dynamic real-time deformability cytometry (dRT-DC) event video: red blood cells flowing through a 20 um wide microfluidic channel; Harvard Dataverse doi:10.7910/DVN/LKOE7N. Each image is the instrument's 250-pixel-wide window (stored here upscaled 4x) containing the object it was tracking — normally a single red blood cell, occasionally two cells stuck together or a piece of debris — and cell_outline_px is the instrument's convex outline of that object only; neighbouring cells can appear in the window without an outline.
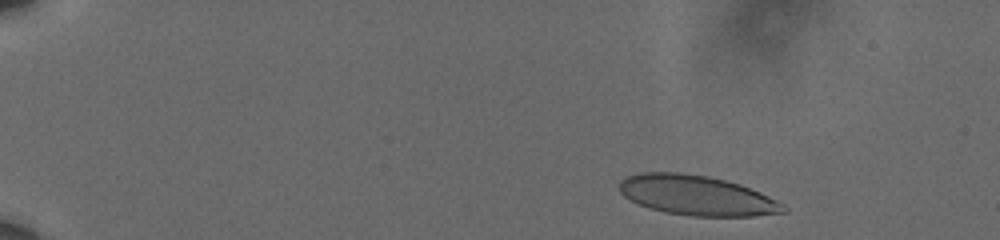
{"species": "human", "species_latin": "Homo sapiens", "temperature_condition": "cold", "stored_images_in_passage": 51, "camera_frame_rate_fps": 3000, "um_per_image_px": 0.085, "donor": {"sex": "male"}, "frame": {"image": 1, "passage_image": 1, "time_ms": 0.0, "image_size_px": [1000, 240], "cell_outline_px": [[788, 212], [756, 216], [688, 216], [664, 212], [648, 208], [624, 196], [620, 192], [620, 180], [624, 176], [640, 172], [680, 172], [708, 176], [740, 184], [760, 192], [784, 204], [788, 208]], "centroid_in_image_um": [59.23, 16.61], "position_along_channel_um": 25.8, "area_um2": 38.38}}
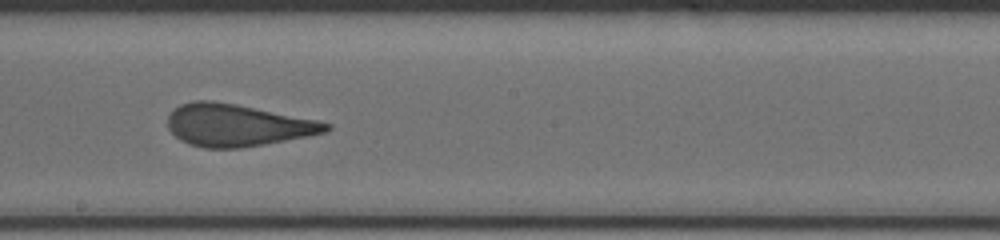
{"frame": {"image": 2, "passage_image": 28, "time_ms": 9.0, "image_size_px": [1000, 240], "cell_outline_px": [[332, 128], [328, 132], [308, 136], [264, 144], [240, 148], [204, 148], [188, 144], [180, 140], [168, 128], [168, 116], [180, 104], [192, 100], [212, 100], [236, 104], [320, 120], [332, 124]], "centroid_in_image_um": [20.2, 10.64], "position_along_channel_um": 228.0, "area_um2": 39.07}}
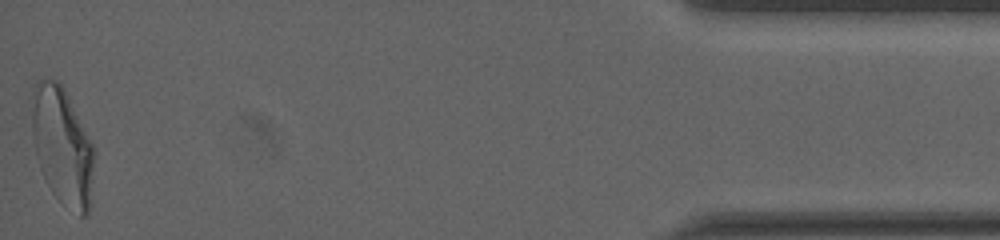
{"frame": {"image": 3, "passage_image": 51, "time_ms": 16.667, "image_size_px": [1000, 240], "cell_outline_px": [[96, 152], [88, 212], [84, 216], [80, 216], [60, 200], [52, 192], [40, 168], [36, 156], [32, 132], [32, 88], [36, 80], [56, 80], [64, 88], [96, 148]], "centroid_in_image_um": [5.31, 12.38], "position_along_channel_um": 429.9, "area_um2": 42.66}, "authors_computed_cell_mechanics": {"area_um2": 39.4774, "velocity_mm_per_s": 3.6028, "shape_relaxation_time_tau1_ms": 7.8623, "shape_relaxation_time_tau2_ms": 1.0275, "deformation_change_tau1": 0.2264, "deformation_change_tau2": 0.0856}}